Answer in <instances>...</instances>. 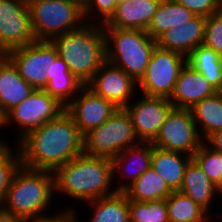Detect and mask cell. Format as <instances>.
<instances>
[{"label": "cell", "mask_w": 222, "mask_h": 222, "mask_svg": "<svg viewBox=\"0 0 222 222\" xmlns=\"http://www.w3.org/2000/svg\"><path fill=\"white\" fill-rule=\"evenodd\" d=\"M115 8L114 0H90L84 7L85 21L103 25L111 18Z\"/></svg>", "instance_id": "d6a6232c"}, {"label": "cell", "mask_w": 222, "mask_h": 222, "mask_svg": "<svg viewBox=\"0 0 222 222\" xmlns=\"http://www.w3.org/2000/svg\"><path fill=\"white\" fill-rule=\"evenodd\" d=\"M94 94L113 103L117 108H125L132 103L138 83L123 69L113 65L107 60L92 79L85 85Z\"/></svg>", "instance_id": "5bb4252c"}, {"label": "cell", "mask_w": 222, "mask_h": 222, "mask_svg": "<svg viewBox=\"0 0 222 222\" xmlns=\"http://www.w3.org/2000/svg\"><path fill=\"white\" fill-rule=\"evenodd\" d=\"M192 159L202 168L208 178L216 184L222 172V153L214 150L203 141Z\"/></svg>", "instance_id": "1f68e13d"}, {"label": "cell", "mask_w": 222, "mask_h": 222, "mask_svg": "<svg viewBox=\"0 0 222 222\" xmlns=\"http://www.w3.org/2000/svg\"><path fill=\"white\" fill-rule=\"evenodd\" d=\"M53 176L55 195L65 194L83 204L117 192L112 187V162L108 158L82 153L56 168Z\"/></svg>", "instance_id": "7a4b0ae2"}, {"label": "cell", "mask_w": 222, "mask_h": 222, "mask_svg": "<svg viewBox=\"0 0 222 222\" xmlns=\"http://www.w3.org/2000/svg\"><path fill=\"white\" fill-rule=\"evenodd\" d=\"M205 142L214 150L222 153V130L211 134Z\"/></svg>", "instance_id": "8d00e7d4"}, {"label": "cell", "mask_w": 222, "mask_h": 222, "mask_svg": "<svg viewBox=\"0 0 222 222\" xmlns=\"http://www.w3.org/2000/svg\"><path fill=\"white\" fill-rule=\"evenodd\" d=\"M139 143L131 118L124 108H118L101 126L83 135L85 154L108 159Z\"/></svg>", "instance_id": "52a82bcc"}, {"label": "cell", "mask_w": 222, "mask_h": 222, "mask_svg": "<svg viewBox=\"0 0 222 222\" xmlns=\"http://www.w3.org/2000/svg\"><path fill=\"white\" fill-rule=\"evenodd\" d=\"M187 64L200 72L216 90L222 81V56L201 44L187 56Z\"/></svg>", "instance_id": "83f0119b"}, {"label": "cell", "mask_w": 222, "mask_h": 222, "mask_svg": "<svg viewBox=\"0 0 222 222\" xmlns=\"http://www.w3.org/2000/svg\"><path fill=\"white\" fill-rule=\"evenodd\" d=\"M215 188L217 191V195H221V197H222V172H221L219 180L215 184Z\"/></svg>", "instance_id": "ab89813d"}, {"label": "cell", "mask_w": 222, "mask_h": 222, "mask_svg": "<svg viewBox=\"0 0 222 222\" xmlns=\"http://www.w3.org/2000/svg\"><path fill=\"white\" fill-rule=\"evenodd\" d=\"M194 14L175 0H161L146 32L157 39L168 29L190 20Z\"/></svg>", "instance_id": "484cf974"}, {"label": "cell", "mask_w": 222, "mask_h": 222, "mask_svg": "<svg viewBox=\"0 0 222 222\" xmlns=\"http://www.w3.org/2000/svg\"><path fill=\"white\" fill-rule=\"evenodd\" d=\"M190 111L203 141L222 130V99L217 92L196 103Z\"/></svg>", "instance_id": "cb8c5ba5"}, {"label": "cell", "mask_w": 222, "mask_h": 222, "mask_svg": "<svg viewBox=\"0 0 222 222\" xmlns=\"http://www.w3.org/2000/svg\"><path fill=\"white\" fill-rule=\"evenodd\" d=\"M73 1L77 2L84 8L90 0H73Z\"/></svg>", "instance_id": "60d3db41"}, {"label": "cell", "mask_w": 222, "mask_h": 222, "mask_svg": "<svg viewBox=\"0 0 222 222\" xmlns=\"http://www.w3.org/2000/svg\"><path fill=\"white\" fill-rule=\"evenodd\" d=\"M151 143L161 149L193 157L203 140L190 109L173 108Z\"/></svg>", "instance_id": "30bf717a"}, {"label": "cell", "mask_w": 222, "mask_h": 222, "mask_svg": "<svg viewBox=\"0 0 222 222\" xmlns=\"http://www.w3.org/2000/svg\"><path fill=\"white\" fill-rule=\"evenodd\" d=\"M140 95L137 101L128 104L124 109L131 118L139 141L152 142L174 106L169 98Z\"/></svg>", "instance_id": "4fadbf2b"}, {"label": "cell", "mask_w": 222, "mask_h": 222, "mask_svg": "<svg viewBox=\"0 0 222 222\" xmlns=\"http://www.w3.org/2000/svg\"><path fill=\"white\" fill-rule=\"evenodd\" d=\"M114 1H115V5L117 6V5L122 4L128 0H114Z\"/></svg>", "instance_id": "7bdbcfd3"}, {"label": "cell", "mask_w": 222, "mask_h": 222, "mask_svg": "<svg viewBox=\"0 0 222 222\" xmlns=\"http://www.w3.org/2000/svg\"><path fill=\"white\" fill-rule=\"evenodd\" d=\"M180 192L192 198L201 206L213 221L211 206L217 197L215 184L208 178L202 168L192 159L185 168ZM212 214V215H211Z\"/></svg>", "instance_id": "ffe728a7"}, {"label": "cell", "mask_w": 222, "mask_h": 222, "mask_svg": "<svg viewBox=\"0 0 222 222\" xmlns=\"http://www.w3.org/2000/svg\"><path fill=\"white\" fill-rule=\"evenodd\" d=\"M66 107L43 89H34L23 102L7 112V127L18 126L19 140L48 121L58 118Z\"/></svg>", "instance_id": "9c48e42d"}, {"label": "cell", "mask_w": 222, "mask_h": 222, "mask_svg": "<svg viewBox=\"0 0 222 222\" xmlns=\"http://www.w3.org/2000/svg\"><path fill=\"white\" fill-rule=\"evenodd\" d=\"M27 1L37 41H51L56 36L75 30L86 22L84 8L73 0Z\"/></svg>", "instance_id": "8992f818"}, {"label": "cell", "mask_w": 222, "mask_h": 222, "mask_svg": "<svg viewBox=\"0 0 222 222\" xmlns=\"http://www.w3.org/2000/svg\"><path fill=\"white\" fill-rule=\"evenodd\" d=\"M74 207H67L58 211L59 213L41 217L29 222H79L78 211Z\"/></svg>", "instance_id": "d590c367"}, {"label": "cell", "mask_w": 222, "mask_h": 222, "mask_svg": "<svg viewBox=\"0 0 222 222\" xmlns=\"http://www.w3.org/2000/svg\"><path fill=\"white\" fill-rule=\"evenodd\" d=\"M0 222H29L23 217H19L0 209Z\"/></svg>", "instance_id": "74e56055"}, {"label": "cell", "mask_w": 222, "mask_h": 222, "mask_svg": "<svg viewBox=\"0 0 222 222\" xmlns=\"http://www.w3.org/2000/svg\"><path fill=\"white\" fill-rule=\"evenodd\" d=\"M203 44L222 56V8L206 17Z\"/></svg>", "instance_id": "836d02e7"}, {"label": "cell", "mask_w": 222, "mask_h": 222, "mask_svg": "<svg viewBox=\"0 0 222 222\" xmlns=\"http://www.w3.org/2000/svg\"><path fill=\"white\" fill-rule=\"evenodd\" d=\"M173 191L150 166L124 193L128 200L148 202L166 199Z\"/></svg>", "instance_id": "4316f807"}, {"label": "cell", "mask_w": 222, "mask_h": 222, "mask_svg": "<svg viewBox=\"0 0 222 222\" xmlns=\"http://www.w3.org/2000/svg\"><path fill=\"white\" fill-rule=\"evenodd\" d=\"M71 73L86 85L106 61L105 35L101 24L81 27L51 40Z\"/></svg>", "instance_id": "3957f363"}, {"label": "cell", "mask_w": 222, "mask_h": 222, "mask_svg": "<svg viewBox=\"0 0 222 222\" xmlns=\"http://www.w3.org/2000/svg\"><path fill=\"white\" fill-rule=\"evenodd\" d=\"M106 60L123 69L137 83L144 76L146 67L157 46L146 31L103 27Z\"/></svg>", "instance_id": "5b68a950"}, {"label": "cell", "mask_w": 222, "mask_h": 222, "mask_svg": "<svg viewBox=\"0 0 222 222\" xmlns=\"http://www.w3.org/2000/svg\"><path fill=\"white\" fill-rule=\"evenodd\" d=\"M117 107L84 86L66 106L65 111L73 118L82 135L101 126L116 111Z\"/></svg>", "instance_id": "9a60e30c"}, {"label": "cell", "mask_w": 222, "mask_h": 222, "mask_svg": "<svg viewBox=\"0 0 222 222\" xmlns=\"http://www.w3.org/2000/svg\"><path fill=\"white\" fill-rule=\"evenodd\" d=\"M215 92L216 89L205 77L186 63L180 72L169 100L174 108L190 109Z\"/></svg>", "instance_id": "ac0fdd59"}, {"label": "cell", "mask_w": 222, "mask_h": 222, "mask_svg": "<svg viewBox=\"0 0 222 222\" xmlns=\"http://www.w3.org/2000/svg\"><path fill=\"white\" fill-rule=\"evenodd\" d=\"M191 160L192 157L189 155L153 146L151 167L162 177L169 188L175 192L179 191L185 168Z\"/></svg>", "instance_id": "603a6c76"}, {"label": "cell", "mask_w": 222, "mask_h": 222, "mask_svg": "<svg viewBox=\"0 0 222 222\" xmlns=\"http://www.w3.org/2000/svg\"><path fill=\"white\" fill-rule=\"evenodd\" d=\"M5 56L30 86L44 89L50 79L51 59H56L58 52L51 41H35L13 49Z\"/></svg>", "instance_id": "8fae6325"}, {"label": "cell", "mask_w": 222, "mask_h": 222, "mask_svg": "<svg viewBox=\"0 0 222 222\" xmlns=\"http://www.w3.org/2000/svg\"><path fill=\"white\" fill-rule=\"evenodd\" d=\"M33 90L14 64L3 55L0 58V106L8 112L30 96Z\"/></svg>", "instance_id": "44dd1931"}, {"label": "cell", "mask_w": 222, "mask_h": 222, "mask_svg": "<svg viewBox=\"0 0 222 222\" xmlns=\"http://www.w3.org/2000/svg\"><path fill=\"white\" fill-rule=\"evenodd\" d=\"M84 86L59 55L56 59H51L50 79L43 89L47 94L66 107Z\"/></svg>", "instance_id": "7402d4cb"}, {"label": "cell", "mask_w": 222, "mask_h": 222, "mask_svg": "<svg viewBox=\"0 0 222 222\" xmlns=\"http://www.w3.org/2000/svg\"><path fill=\"white\" fill-rule=\"evenodd\" d=\"M169 222H212V217L186 194L175 191L166 198Z\"/></svg>", "instance_id": "f1b7e54d"}, {"label": "cell", "mask_w": 222, "mask_h": 222, "mask_svg": "<svg viewBox=\"0 0 222 222\" xmlns=\"http://www.w3.org/2000/svg\"><path fill=\"white\" fill-rule=\"evenodd\" d=\"M4 146V143L0 141V149Z\"/></svg>", "instance_id": "ee69618b"}, {"label": "cell", "mask_w": 222, "mask_h": 222, "mask_svg": "<svg viewBox=\"0 0 222 222\" xmlns=\"http://www.w3.org/2000/svg\"><path fill=\"white\" fill-rule=\"evenodd\" d=\"M37 41L27 0H0V52L24 47Z\"/></svg>", "instance_id": "7c38bea8"}, {"label": "cell", "mask_w": 222, "mask_h": 222, "mask_svg": "<svg viewBox=\"0 0 222 222\" xmlns=\"http://www.w3.org/2000/svg\"><path fill=\"white\" fill-rule=\"evenodd\" d=\"M92 208L89 222H130L129 200L124 192L87 202Z\"/></svg>", "instance_id": "d4e9b609"}, {"label": "cell", "mask_w": 222, "mask_h": 222, "mask_svg": "<svg viewBox=\"0 0 222 222\" xmlns=\"http://www.w3.org/2000/svg\"><path fill=\"white\" fill-rule=\"evenodd\" d=\"M161 0H128L116 6L102 26L146 31Z\"/></svg>", "instance_id": "d6986e66"}, {"label": "cell", "mask_w": 222, "mask_h": 222, "mask_svg": "<svg viewBox=\"0 0 222 222\" xmlns=\"http://www.w3.org/2000/svg\"><path fill=\"white\" fill-rule=\"evenodd\" d=\"M16 146L23 166L49 171L84 153L83 135L66 111L29 132Z\"/></svg>", "instance_id": "6da1fadb"}, {"label": "cell", "mask_w": 222, "mask_h": 222, "mask_svg": "<svg viewBox=\"0 0 222 222\" xmlns=\"http://www.w3.org/2000/svg\"><path fill=\"white\" fill-rule=\"evenodd\" d=\"M21 164L18 147L14 150L10 144H6L0 149V209L13 175Z\"/></svg>", "instance_id": "4dcf8cb0"}, {"label": "cell", "mask_w": 222, "mask_h": 222, "mask_svg": "<svg viewBox=\"0 0 222 222\" xmlns=\"http://www.w3.org/2000/svg\"><path fill=\"white\" fill-rule=\"evenodd\" d=\"M130 222H169L166 199L148 202L129 200Z\"/></svg>", "instance_id": "f546056e"}, {"label": "cell", "mask_w": 222, "mask_h": 222, "mask_svg": "<svg viewBox=\"0 0 222 222\" xmlns=\"http://www.w3.org/2000/svg\"><path fill=\"white\" fill-rule=\"evenodd\" d=\"M190 10L194 15L209 17L221 8V0H175Z\"/></svg>", "instance_id": "e575fe53"}, {"label": "cell", "mask_w": 222, "mask_h": 222, "mask_svg": "<svg viewBox=\"0 0 222 222\" xmlns=\"http://www.w3.org/2000/svg\"><path fill=\"white\" fill-rule=\"evenodd\" d=\"M206 17L194 15L190 20L165 31L157 39V46L187 57L203 44Z\"/></svg>", "instance_id": "e0dca14e"}, {"label": "cell", "mask_w": 222, "mask_h": 222, "mask_svg": "<svg viewBox=\"0 0 222 222\" xmlns=\"http://www.w3.org/2000/svg\"><path fill=\"white\" fill-rule=\"evenodd\" d=\"M6 126H7V112L4 110L2 106H0V128L3 129ZM2 139L3 138H0V141L4 143V145L9 144L6 141L3 142Z\"/></svg>", "instance_id": "f35d334b"}, {"label": "cell", "mask_w": 222, "mask_h": 222, "mask_svg": "<svg viewBox=\"0 0 222 222\" xmlns=\"http://www.w3.org/2000/svg\"><path fill=\"white\" fill-rule=\"evenodd\" d=\"M54 196L53 171L31 169L21 164L13 175L1 210L32 221L48 216L44 212L50 209Z\"/></svg>", "instance_id": "277c9868"}, {"label": "cell", "mask_w": 222, "mask_h": 222, "mask_svg": "<svg viewBox=\"0 0 222 222\" xmlns=\"http://www.w3.org/2000/svg\"><path fill=\"white\" fill-rule=\"evenodd\" d=\"M216 92L218 93V95L222 99V81H221V84H220L219 88L216 90Z\"/></svg>", "instance_id": "b9f144b4"}, {"label": "cell", "mask_w": 222, "mask_h": 222, "mask_svg": "<svg viewBox=\"0 0 222 222\" xmlns=\"http://www.w3.org/2000/svg\"><path fill=\"white\" fill-rule=\"evenodd\" d=\"M186 63L187 57L184 55L156 46L145 74L138 82L137 88L140 87V94L170 98Z\"/></svg>", "instance_id": "ba28073f"}, {"label": "cell", "mask_w": 222, "mask_h": 222, "mask_svg": "<svg viewBox=\"0 0 222 222\" xmlns=\"http://www.w3.org/2000/svg\"><path fill=\"white\" fill-rule=\"evenodd\" d=\"M152 152L151 142H140L133 147L126 148L111 159L113 182H117L114 181L116 175L118 178L120 177L119 181L123 180L122 183L115 185L114 189L117 192H124L151 166Z\"/></svg>", "instance_id": "2e32d148"}]
</instances>
